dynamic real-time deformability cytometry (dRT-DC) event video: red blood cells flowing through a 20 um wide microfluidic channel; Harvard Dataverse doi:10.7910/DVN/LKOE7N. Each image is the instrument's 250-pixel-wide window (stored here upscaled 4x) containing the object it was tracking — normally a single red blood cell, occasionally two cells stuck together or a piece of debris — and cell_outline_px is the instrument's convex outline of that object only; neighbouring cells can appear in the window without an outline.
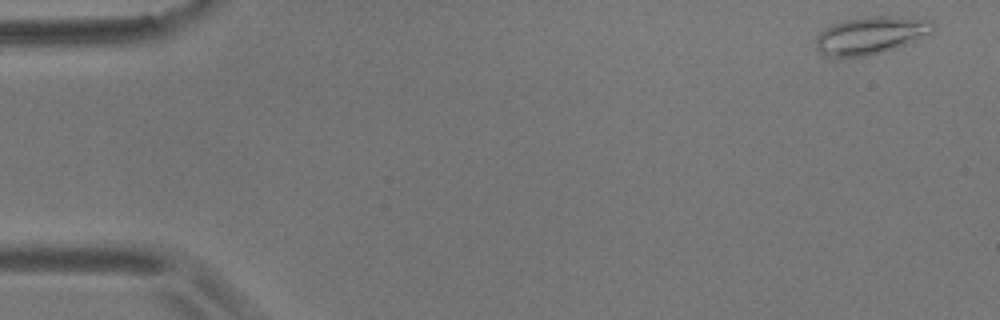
{"species": "common noctule bat (a hibernating species)", "species_latin": "Nyctalus noctula", "temperature_condition": "room temperature", "stored_images_in_passage": 7, "camera_frame_rate_fps": 3000, "um_per_image_px": 0.085, "animal": {"sex": "male", "body_mass_g": 17.9}, "frame": {"image": 1, "passage_image": 1, "time_ms": 0.0, "image_size_px": [1000, 320], "cell_outline_px": [[936, 28], [928, 36], [896, 48], [884, 52], [868, 56], [840, 60], [832, 60], [820, 52], [816, 48], [816, 36], [824, 28], [832, 24], [844, 20], [868, 16], [900, 16], [932, 20], [936, 24]], "centroid_in_image_um": [74.01, 3.04], "position_along_channel_um": 11.0, "area_um2": 26.76}}